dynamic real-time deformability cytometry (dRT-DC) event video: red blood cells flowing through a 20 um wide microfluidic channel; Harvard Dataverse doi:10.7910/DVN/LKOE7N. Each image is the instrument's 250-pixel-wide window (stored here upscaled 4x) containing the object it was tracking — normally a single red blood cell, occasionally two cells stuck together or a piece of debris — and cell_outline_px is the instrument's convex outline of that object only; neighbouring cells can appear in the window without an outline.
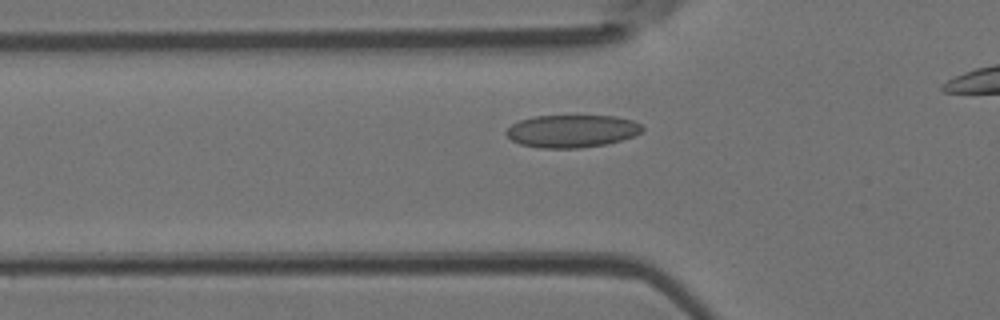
{"species": "Egyptian fruit bat (a non-hibernating species)", "species_latin": "Rousettus aegyptiacus", "temperature_condition": "room temperature", "stored_images_in_passage": 31, "camera_frame_rate_fps": 3000, "um_per_image_px": 0.085, "animal": {"sex": "female"}, "frame": {"image": 1, "passage_image": 7, "time_ms": 2.0, "image_size_px": [1000, 320], "cell_outline_px": [[644, 128], [640, 132], [632, 136], [620, 140], [604, 144], [580, 148], [536, 148], [520, 144], [512, 140], [504, 132], [512, 124], [520, 120], [532, 116], [616, 116], [632, 120], [640, 124]], "centroid_in_image_um": [48.57, 11.14], "position_along_channel_um": 77.2, "area_um2": 25.78}}
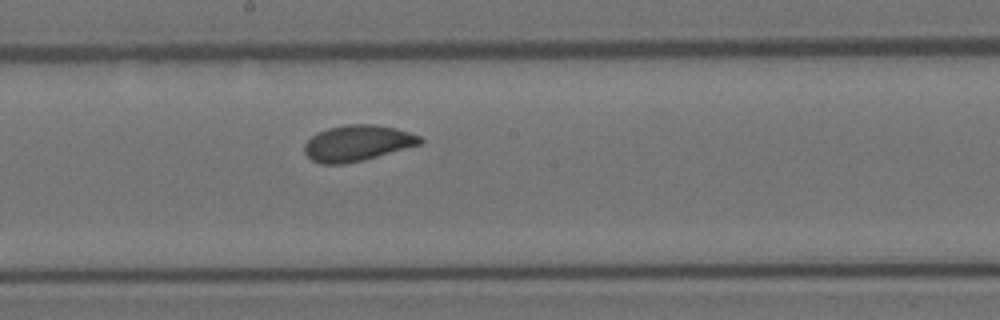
{"frame": {"image": 2, "passage_image": 17, "time_ms": 5.333, "image_size_px": [1000, 320], "cell_outline_px": [[424, 144], [364, 160], [344, 164], [320, 164], [312, 160], [304, 152], [304, 144], [312, 136], [328, 128], [344, 124], [372, 124], [396, 128], [420, 136], [424, 140]], "centroid_in_image_um": [30.41, 12.17], "position_along_channel_um": 217.8, "area_um2": 24.39}}
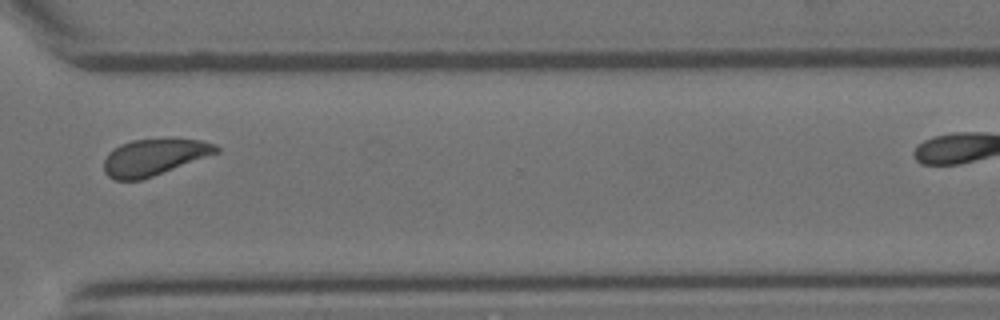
{"frame": {"image": 3, "passage_image": 27, "time_ms": 8.667, "image_size_px": [1000, 320], "cell_outline_px": [[220, 152], [152, 176], [140, 180], [116, 180], [108, 176], [104, 172], [104, 160], [108, 152], [120, 144], [132, 140], [200, 140], [216, 144], [220, 148]], "centroid_in_image_um": [13.08, 13.37], "position_along_channel_um": 357.5, "area_um2": 23.47}}